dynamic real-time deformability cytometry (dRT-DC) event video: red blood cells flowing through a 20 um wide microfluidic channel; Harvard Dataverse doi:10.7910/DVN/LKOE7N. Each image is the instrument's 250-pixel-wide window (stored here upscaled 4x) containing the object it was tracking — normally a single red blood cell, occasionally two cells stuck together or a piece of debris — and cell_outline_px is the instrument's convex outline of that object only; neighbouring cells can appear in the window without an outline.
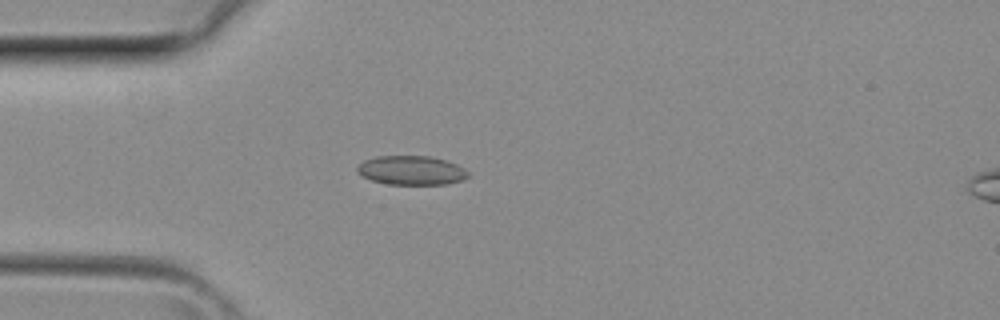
{"species": "common noctule bat (a hibernating species)", "species_latin": "Nyctalus noctula", "temperature_condition": "room temperature", "stored_images_in_passage": 38, "camera_frame_rate_fps": 3000, "um_per_image_px": 0.085, "animal": {"sex": "female", "body_mass_g": 29.2, "forearm_length_mm": 56.3}, "frame": {"image": 1, "passage_image": 10, "time_ms": 3.0, "image_size_px": [1000, 320], "cell_outline_px": [[468, 176], [464, 180], [448, 184], [388, 184], [372, 180], [364, 176], [356, 168], [364, 160], [376, 156], [428, 156], [448, 160], [464, 168], [468, 172]], "centroid_in_image_um": [35.02, 14.47], "position_along_channel_um": 50.0, "area_um2": 18.73}}
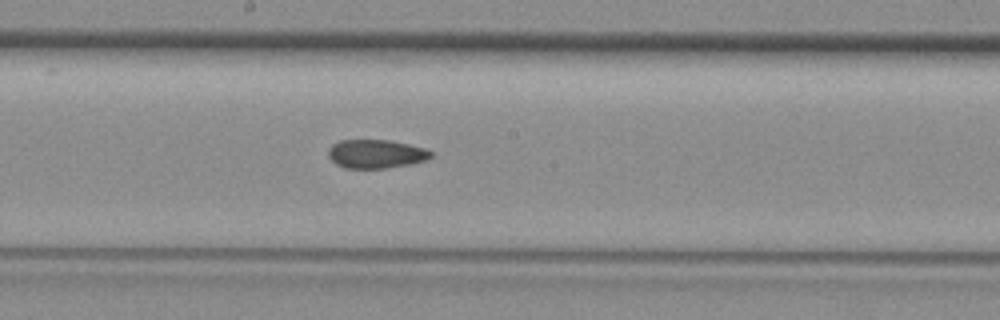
{"frame": {"image": 2, "passage_image": 20, "time_ms": 6.333, "image_size_px": [1000, 320], "cell_outline_px": [[432, 156], [428, 160], [408, 164], [384, 168], [344, 168], [336, 164], [328, 156], [328, 148], [332, 144], [340, 140], [388, 140], [408, 144], [424, 148], [432, 152]], "centroid_in_image_um": [31.93, 13.08], "position_along_channel_um": 216.3, "area_um2": 17.11}}
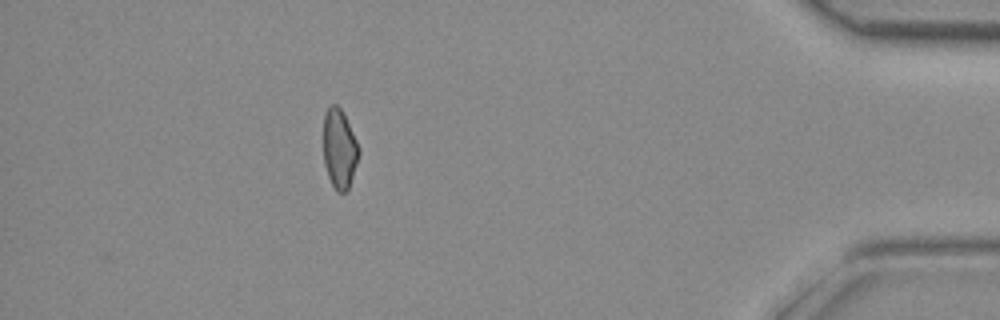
{"frame": {"image": 3, "passage_image": 34, "time_ms": 11.0, "image_size_px": [1000, 320], "cell_outline_px": [[360, 152], [348, 188], [344, 192], [336, 192], [328, 176], [324, 164], [324, 112], [332, 104], [336, 104], [340, 108], [360, 148]], "centroid_in_image_um": [28.84, 12.65], "position_along_channel_um": 406.4, "area_um2": 16.07}}